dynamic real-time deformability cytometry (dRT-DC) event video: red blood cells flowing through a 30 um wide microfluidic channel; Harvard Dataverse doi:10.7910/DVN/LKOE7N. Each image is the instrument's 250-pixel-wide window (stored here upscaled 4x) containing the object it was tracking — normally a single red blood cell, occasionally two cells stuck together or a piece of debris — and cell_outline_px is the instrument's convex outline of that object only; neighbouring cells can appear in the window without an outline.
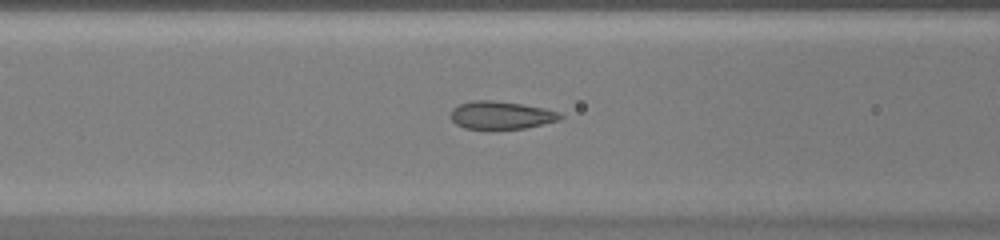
{"species": "common noctule bat (a hibernating species)", "species_latin": "Nyctalus noctula", "temperature_condition": "warm", "stored_images_in_passage": 29, "camera_frame_rate_fps": 3000, "um_per_image_px": 0.085, "animal": {"sex": "female", "body_mass_g": 20.0, "forearm_length_mm": 54.0}, "frame": {"image": 1, "passage_image": 7, "time_ms": 2.0, "image_size_px": [1000, 240], "cell_outline_px": [[564, 116], [560, 120], [524, 128], [464, 128], [456, 124], [452, 120], [452, 108], [460, 104], [472, 100], [492, 100], [520, 104], [544, 108], [556, 112]], "centroid_in_image_um": [42.58, 9.78], "position_along_channel_um": 124.0, "area_um2": 17.4}}
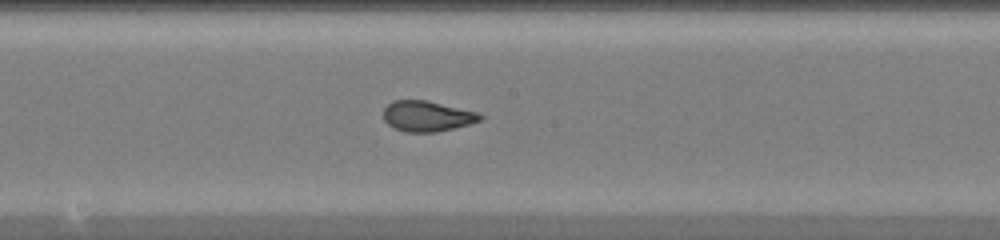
{"frame": {"image": 2, "passage_image": 13, "time_ms": 4.0, "image_size_px": [1000, 240], "cell_outline_px": [[484, 116], [480, 120], [468, 124], [436, 132], [404, 132], [392, 128], [384, 120], [384, 108], [388, 104], [396, 100], [424, 100], [476, 112]], "centroid_in_image_um": [36.25, 9.88], "position_along_channel_um": 211.9, "area_um2": 16.94}}
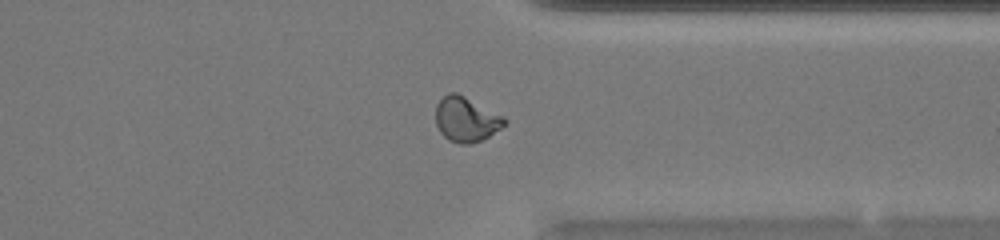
{"frame": {"image": 3, "passage_image": 24, "time_ms": 7.667, "image_size_px": [1000, 240], "cell_outline_px": [[508, 120], [500, 128], [488, 136], [480, 140], [468, 144], [460, 144], [448, 140], [440, 132], [436, 124], [436, 104], [448, 92], [456, 92], [504, 116]], "centroid_in_image_um": [39.6, 10.14], "position_along_channel_um": 371.8, "area_um2": 17.8}}